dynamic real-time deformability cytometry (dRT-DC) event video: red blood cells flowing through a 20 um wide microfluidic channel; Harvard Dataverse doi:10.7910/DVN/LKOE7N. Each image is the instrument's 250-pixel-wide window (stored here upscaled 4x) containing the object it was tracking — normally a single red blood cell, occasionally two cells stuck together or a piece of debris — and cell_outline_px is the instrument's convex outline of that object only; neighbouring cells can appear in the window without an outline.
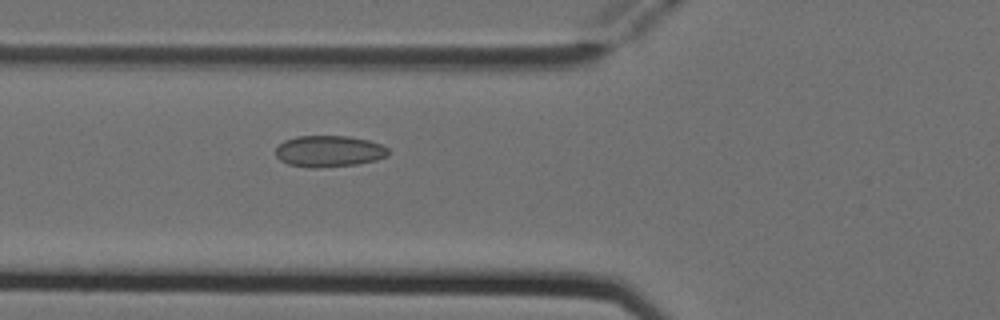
{"species": "Egyptian fruit bat (a non-hibernating species)", "species_latin": "Rousettus aegyptiacus", "temperature_condition": "cold", "stored_images_in_passage": 5, "camera_frame_rate_fps": 3000, "um_per_image_px": 0.085, "animal": {"sex": "female"}, "frame": {"image": 1, "passage_image": 5, "time_ms": 1.333, "image_size_px": [1000, 320], "cell_outline_px": [[388, 156], [376, 160], [356, 164], [316, 168], [308, 168], [288, 164], [280, 160], [276, 156], [276, 148], [284, 140], [296, 136], [348, 136], [368, 140], [380, 144], [388, 148]], "centroid_in_image_um": [27.95, 12.85], "position_along_channel_um": 97.9, "area_um2": 20.63}}